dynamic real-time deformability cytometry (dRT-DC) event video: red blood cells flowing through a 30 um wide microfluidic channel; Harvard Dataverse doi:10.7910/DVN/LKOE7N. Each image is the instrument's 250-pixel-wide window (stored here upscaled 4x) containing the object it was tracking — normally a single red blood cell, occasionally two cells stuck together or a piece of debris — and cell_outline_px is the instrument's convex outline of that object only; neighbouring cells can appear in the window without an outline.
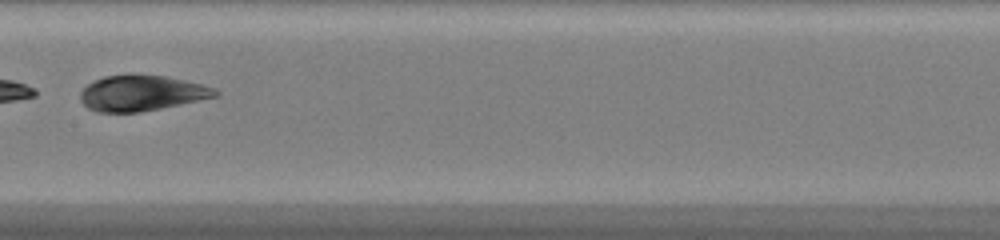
{"species": "common noctule bat (a hibernating species)", "species_latin": "Nyctalus noctula", "temperature_condition": "warm", "stored_images_in_passage": 16, "camera_frame_rate_fps": 3000, "um_per_image_px": 0.085, "animal": {"sex": "female", "body_mass_g": 20.0, "forearm_length_mm": 54.0}, "frame": {"image": 1, "passage_image": 14, "time_ms": 4.333, "image_size_px": [1000, 240], "cell_outline_px": [[220, 92], [216, 96], [180, 104], [140, 112], [96, 112], [88, 108], [80, 100], [80, 92], [92, 80], [104, 76], [164, 76], [184, 80], [216, 88]], "centroid_in_image_um": [12.01, 7.93], "position_along_channel_um": 195.4, "area_um2": 27.46}}